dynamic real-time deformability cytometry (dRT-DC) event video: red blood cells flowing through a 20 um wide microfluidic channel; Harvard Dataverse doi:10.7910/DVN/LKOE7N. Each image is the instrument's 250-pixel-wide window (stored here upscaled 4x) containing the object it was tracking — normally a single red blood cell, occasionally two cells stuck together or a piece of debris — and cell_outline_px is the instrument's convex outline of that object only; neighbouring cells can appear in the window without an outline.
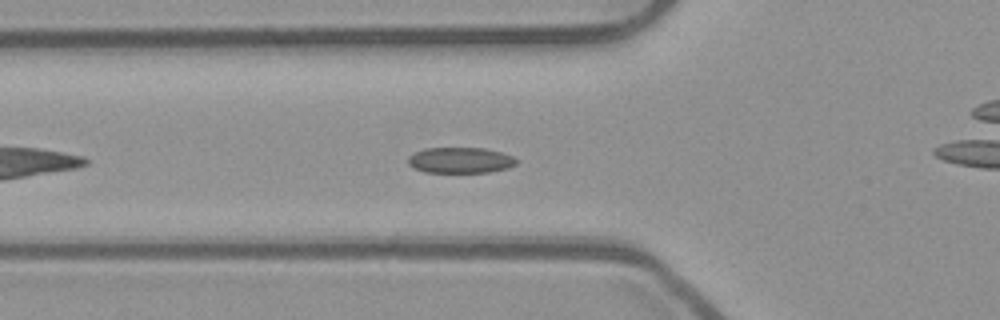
{"species": "common noctule bat (a hibernating species)", "species_latin": "Nyctalus noctula", "temperature_condition": "room temperature", "stored_images_in_passage": 32, "camera_frame_rate_fps": 3000, "um_per_image_px": 0.085, "animal": {"sex": "male", "body_mass_g": 23.1, "forearm_length_mm": 52.7}, "frame": {"image": 1, "passage_image": 8, "time_ms": 2.333, "image_size_px": [1000, 320], "cell_outline_px": [[520, 160], [516, 164], [508, 168], [488, 172], [424, 172], [412, 168], [408, 164], [408, 156], [424, 148], [484, 148], [500, 152], [512, 156]], "centroid_in_image_um": [39.12, 13.62], "position_along_channel_um": 86.7, "area_um2": 16.36}}
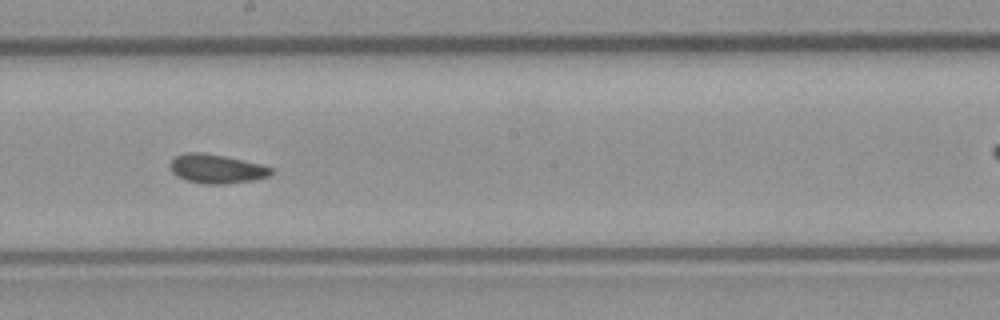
{"frame": {"image": 2, "passage_image": 19, "time_ms": 6.0, "image_size_px": [1000, 320], "cell_outline_px": [[276, 172], [268, 176], [256, 180], [224, 184], [204, 184], [184, 180], [176, 176], [172, 172], [168, 164], [176, 156], [184, 152], [200, 152], [224, 156], [260, 164], [272, 168]], "centroid_in_image_um": [18.39, 14.36], "position_along_channel_um": 229.8, "area_um2": 17.28}}
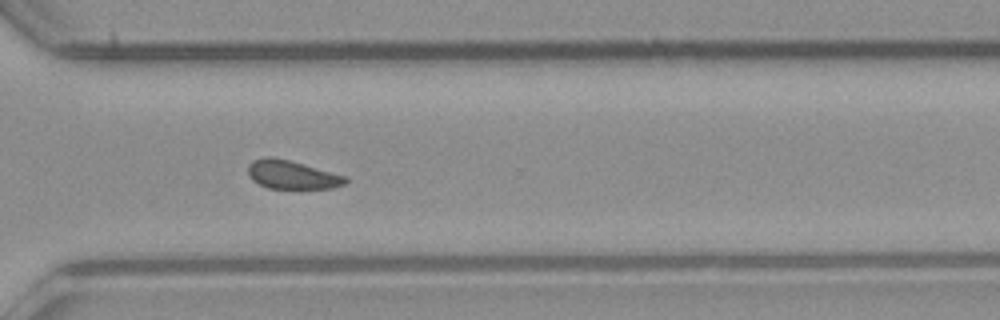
{"frame": {"image": 3, "passage_image": 28, "time_ms": 9.0, "image_size_px": [1000, 320], "cell_outline_px": [[348, 180], [344, 184], [332, 188], [268, 188], [252, 180], [248, 176], [248, 164], [252, 160], [264, 156], [272, 156], [288, 160], [348, 176]], "centroid_in_image_um": [24.79, 14.84], "position_along_channel_um": 345.8, "area_um2": 16.24}, "authors_computed_cell_mechanics": {"area_um2": 16.8198, "velocity_mm_per_s": 3.8799, "shape_relaxation_time_tau1_ms": 7.8189, "shape_relaxation_time_tau2_ms": 2.2842, "deformation_change_tau1": 0.1116, "deformation_change_tau2": 0.0801}}